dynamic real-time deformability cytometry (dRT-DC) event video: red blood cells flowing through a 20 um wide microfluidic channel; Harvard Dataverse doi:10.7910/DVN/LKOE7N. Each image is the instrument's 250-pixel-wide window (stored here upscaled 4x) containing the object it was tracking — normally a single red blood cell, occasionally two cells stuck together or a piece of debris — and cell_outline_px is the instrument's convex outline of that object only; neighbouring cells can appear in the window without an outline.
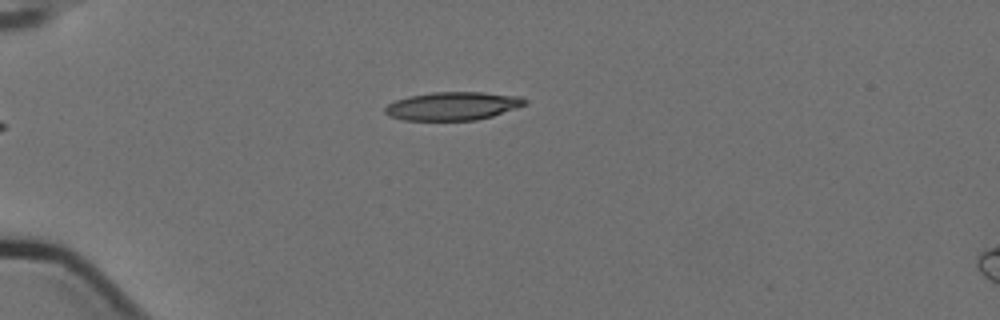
{"species": "Egyptian fruit bat (a non-hibernating species)", "species_latin": "Rousettus aegyptiacus", "temperature_condition": "cold", "stored_images_in_passage": 5, "camera_frame_rate_fps": 3000, "um_per_image_px": 0.085, "animal": {"sex": "female"}, "frame": {"image": 1, "passage_image": 5, "time_ms": 1.333, "image_size_px": [1000, 320], "cell_outline_px": [[528, 104], [492, 116], [476, 120], [404, 120], [388, 116], [384, 112], [384, 108], [388, 104], [396, 100], [408, 96], [432, 92], [484, 92], [520, 96], [528, 100]], "centroid_in_image_um": [38.49, 9.01], "position_along_channel_um": 46.5, "area_um2": 23.18}}